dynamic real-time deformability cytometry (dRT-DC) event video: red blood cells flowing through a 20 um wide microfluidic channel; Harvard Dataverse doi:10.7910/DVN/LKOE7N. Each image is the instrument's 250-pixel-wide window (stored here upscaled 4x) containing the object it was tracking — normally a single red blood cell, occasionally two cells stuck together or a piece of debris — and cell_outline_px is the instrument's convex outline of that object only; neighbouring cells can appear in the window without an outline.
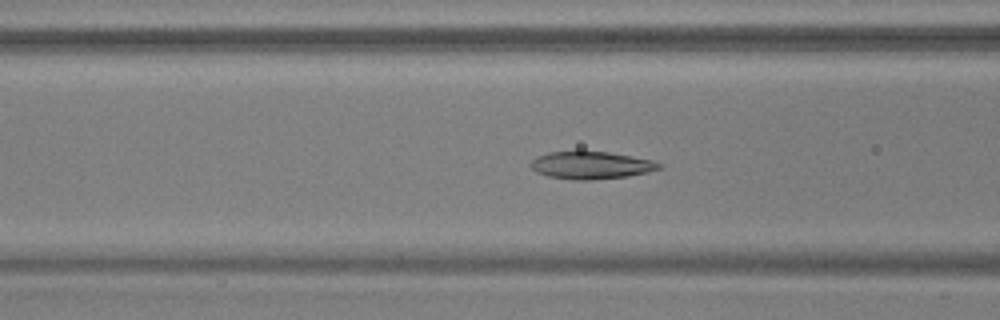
{"species": "common noctule bat (a hibernating species)", "species_latin": "Nyctalus noctula", "temperature_condition": "warm", "stored_images_in_passage": 54, "camera_frame_rate_fps": 3000, "um_per_image_px": 0.085, "animal": {"sex": "male", "body_mass_g": 17.9, "forearm_length_mm": 54.2}, "frame": {"image": 1, "passage_image": 21, "time_ms": 6.667, "image_size_px": [1000, 320], "cell_outline_px": [[660, 168], [648, 172], [628, 176], [588, 180], [572, 180], [548, 176], [536, 172], [528, 164], [536, 156], [548, 152], [608, 152], [632, 156], [652, 160], [660, 164]], "centroid_in_image_um": [50.2, 14.05], "position_along_channel_um": 116.4, "area_um2": 20.4}}
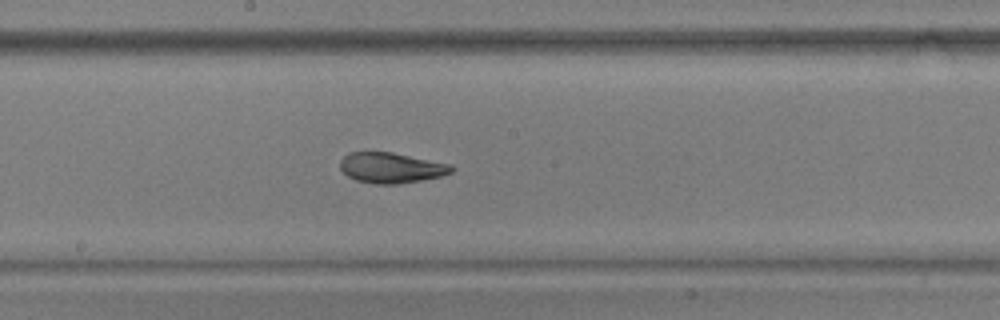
{"frame": {"image": 2, "passage_image": 29, "time_ms": 9.333, "image_size_px": [1000, 320], "cell_outline_px": [[456, 168], [452, 172], [440, 176], [420, 180], [396, 184], [376, 184], [356, 180], [348, 176], [340, 168], [340, 160], [348, 152], [392, 152], [452, 164]], "centroid_in_image_um": [33.26, 14.25], "position_along_channel_um": 214.9, "area_um2": 19.77}}
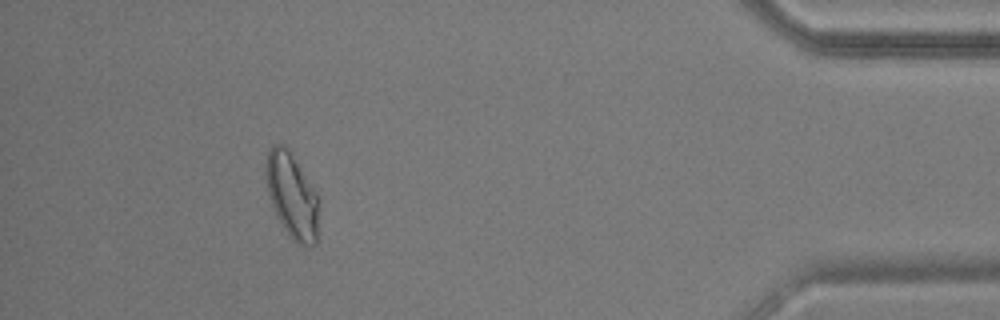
{"frame": {"image": 3, "passage_image": 49, "time_ms": 16.0, "image_size_px": [1000, 320], "cell_outline_px": [[320, 200], [316, 244], [304, 248], [296, 244], [288, 236], [272, 204], [268, 192], [264, 176], [264, 164], [268, 148], [272, 144], [284, 144], [288, 148], [320, 196]], "centroid_in_image_um": [24.83, 16.62], "position_along_channel_um": 410.4, "area_um2": 27.11}, "authors_computed_cell_mechanics": {"area_um2": 20.6057, "velocity_mm_per_s": 3.6938, "shape_relaxation_time_tau1_ms": 4.0815, "shape_relaxation_time_tau2_ms": 1.8933, "deformation_change_tau1": 0.1746, "deformation_change_tau2": 0.0714}}